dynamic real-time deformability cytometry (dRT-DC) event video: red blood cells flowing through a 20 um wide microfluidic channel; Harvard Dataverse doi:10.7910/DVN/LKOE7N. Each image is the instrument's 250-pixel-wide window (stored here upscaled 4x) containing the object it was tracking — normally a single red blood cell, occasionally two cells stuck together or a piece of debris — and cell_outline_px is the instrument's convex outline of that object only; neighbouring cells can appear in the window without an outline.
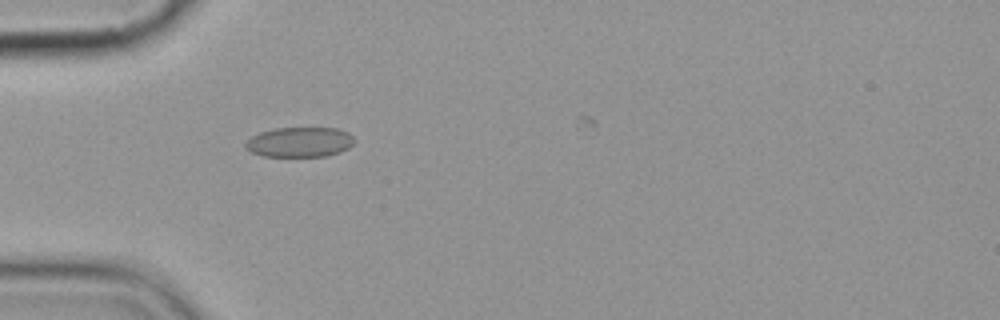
{"species": "common noctule bat (a hibernating species)", "species_latin": "Nyctalus noctula", "temperature_condition": "cold", "stored_images_in_passage": 5, "camera_frame_rate_fps": 3000, "um_per_image_px": 0.085, "animal": {"sex": "female", "body_mass_g": 19.9}, "frame": {"image": 1, "passage_image": 3, "time_ms": 3.0, "image_size_px": [1000, 320], "cell_outline_px": [[352, 144], [348, 148], [340, 152], [328, 156], [264, 156], [252, 152], [244, 148], [244, 144], [252, 136], [260, 132], [276, 128], [336, 128], [348, 132], [352, 136]], "centroid_in_image_um": [25.45, 12.08], "position_along_channel_um": 59.5, "area_um2": 18.9}}
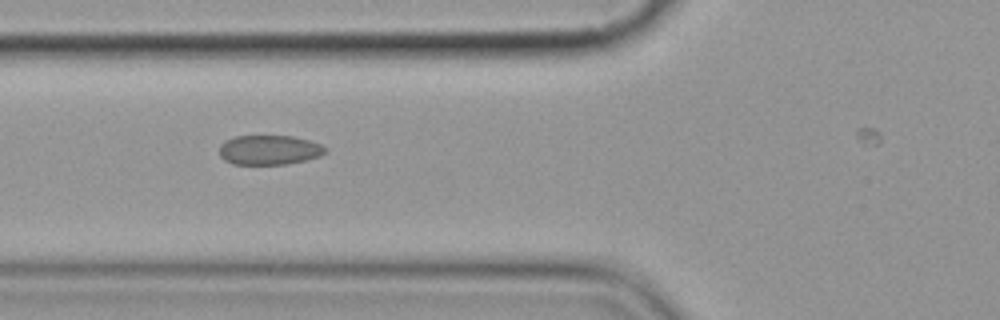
{"frame": {"image": 2, "passage_image": 4, "time_ms": 4.333, "image_size_px": [1000, 320], "cell_outline_px": [[324, 152], [320, 156], [304, 160], [284, 164], [232, 164], [224, 160], [220, 156], [220, 144], [224, 140], [236, 136], [292, 136], [308, 140], [320, 144], [324, 148]], "centroid_in_image_um": [22.82, 12.74], "position_along_channel_um": 103.0, "area_um2": 18.09}}
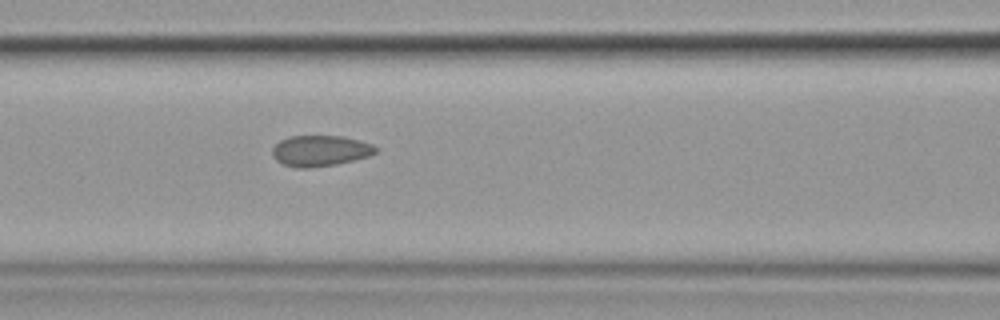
{"frame": {"image": 3, "passage_image": 5, "time_ms": 5.333, "image_size_px": [1000, 320], "cell_outline_px": [[380, 148], [376, 152], [368, 156], [336, 164], [308, 168], [296, 168], [284, 164], [276, 160], [272, 156], [272, 148], [280, 140], [288, 136], [344, 136], [360, 140], [372, 144]], "centroid_in_image_um": [27.22, 12.81], "position_along_channel_um": 139.4, "area_um2": 18.67}}